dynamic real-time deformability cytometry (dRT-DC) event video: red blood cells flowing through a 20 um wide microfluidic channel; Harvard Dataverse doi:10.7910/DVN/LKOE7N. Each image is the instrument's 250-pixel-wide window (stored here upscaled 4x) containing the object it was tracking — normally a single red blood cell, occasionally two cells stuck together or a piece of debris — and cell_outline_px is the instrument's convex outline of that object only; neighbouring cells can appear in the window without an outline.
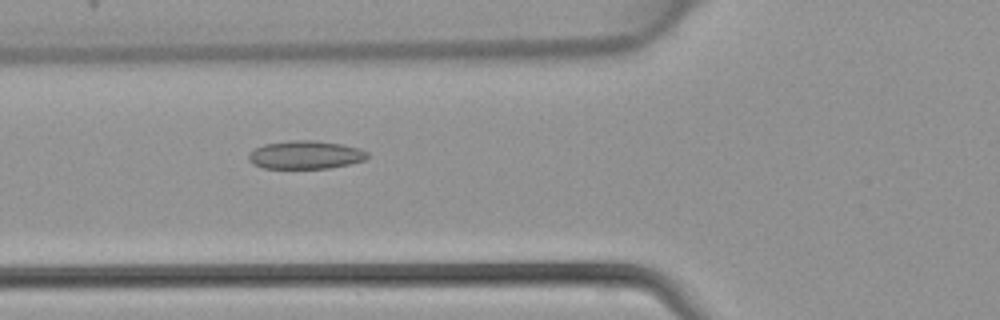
{"species": "common noctule bat (a hibernating species)", "species_latin": "Nyctalus noctula", "temperature_condition": "warm", "stored_images_in_passage": 45, "camera_frame_rate_fps": 3000, "um_per_image_px": 0.085, "animal": {"sex": "female", "body_mass_g": 22.7, "forearm_length_mm": 54.2}, "frame": {"image": 1, "passage_image": 17, "time_ms": 5.333, "image_size_px": [1000, 320], "cell_outline_px": [[368, 156], [364, 160], [348, 164], [328, 168], [264, 168], [252, 164], [248, 160], [248, 152], [264, 144], [288, 140], [316, 140], [340, 144], [360, 148], [368, 152]], "centroid_in_image_um": [25.93, 13.15], "position_along_channel_um": 99.9, "area_um2": 19.59}}
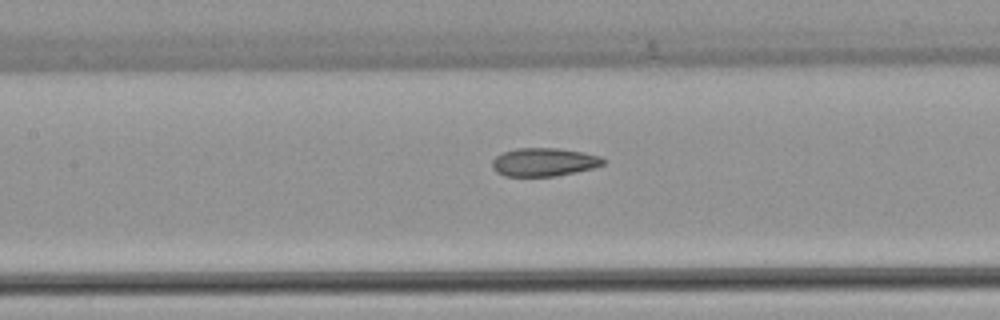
{"frame": {"image": 2, "passage_image": 21, "time_ms": 6.667, "image_size_px": [1000, 320], "cell_outline_px": [[604, 164], [592, 168], [576, 172], [556, 176], [504, 176], [496, 172], [492, 168], [492, 160], [496, 156], [504, 152], [516, 148], [556, 148], [584, 152], [600, 156], [604, 160]], "centroid_in_image_um": [46.22, 13.78], "position_along_channel_um": 161.2, "area_um2": 18.32}}
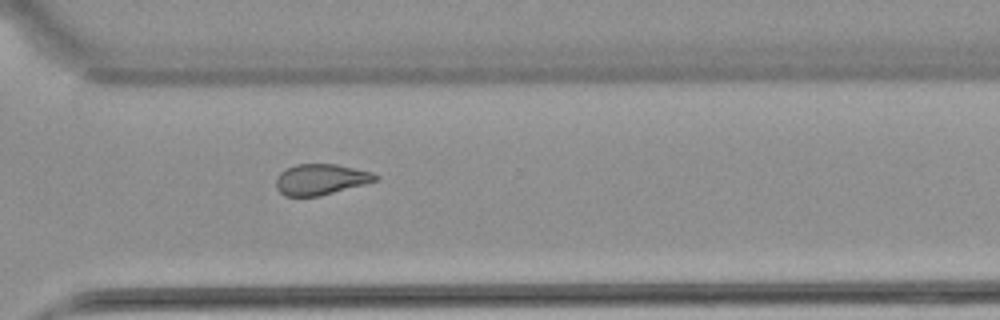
{"frame": {"image": 3, "passage_image": 33, "time_ms": 10.667, "image_size_px": [1000, 320], "cell_outline_px": [[380, 176], [376, 180], [364, 184], [320, 196], [284, 196], [276, 188], [276, 180], [280, 172], [296, 164], [336, 164], [372, 172]], "centroid_in_image_um": [27.25, 15.25], "position_along_channel_um": 343.3, "area_um2": 17.74}}